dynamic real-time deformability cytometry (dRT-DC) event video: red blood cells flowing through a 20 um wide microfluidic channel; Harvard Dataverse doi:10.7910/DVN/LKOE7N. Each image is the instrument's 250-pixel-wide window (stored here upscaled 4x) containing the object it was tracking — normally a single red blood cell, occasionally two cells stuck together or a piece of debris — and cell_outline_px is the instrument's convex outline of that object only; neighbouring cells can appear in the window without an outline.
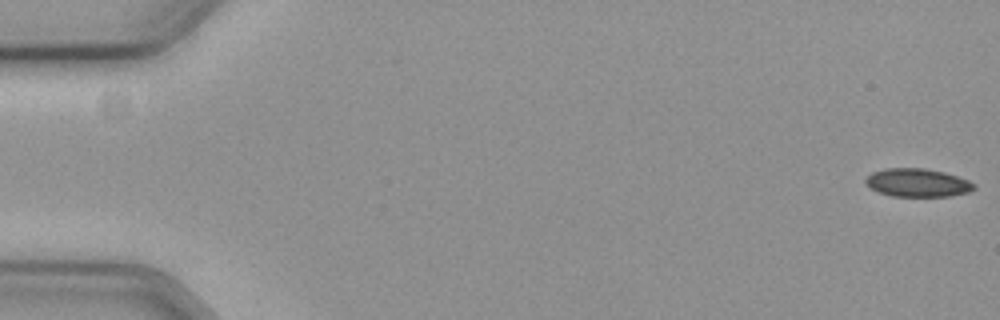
{"species": "common noctule bat (a hibernating species)", "species_latin": "Nyctalus noctula", "temperature_condition": "cold", "stored_images_in_passage": 12, "camera_frame_rate_fps": 3000, "um_per_image_px": 0.085, "animal": {"sex": "female", "body_mass_g": 19.3, "forearm_length_mm": 54.1}, "frame": {"image": 1, "passage_image": 1, "time_ms": 0.0, "image_size_px": [1000, 320], "cell_outline_px": [[976, 188], [968, 192], [948, 196], [892, 196], [880, 192], [872, 188], [864, 180], [872, 172], [884, 168], [924, 168], [944, 172], [968, 180]], "centroid_in_image_um": [77.98, 15.52], "position_along_channel_um": 7.0, "area_um2": 17.57}}